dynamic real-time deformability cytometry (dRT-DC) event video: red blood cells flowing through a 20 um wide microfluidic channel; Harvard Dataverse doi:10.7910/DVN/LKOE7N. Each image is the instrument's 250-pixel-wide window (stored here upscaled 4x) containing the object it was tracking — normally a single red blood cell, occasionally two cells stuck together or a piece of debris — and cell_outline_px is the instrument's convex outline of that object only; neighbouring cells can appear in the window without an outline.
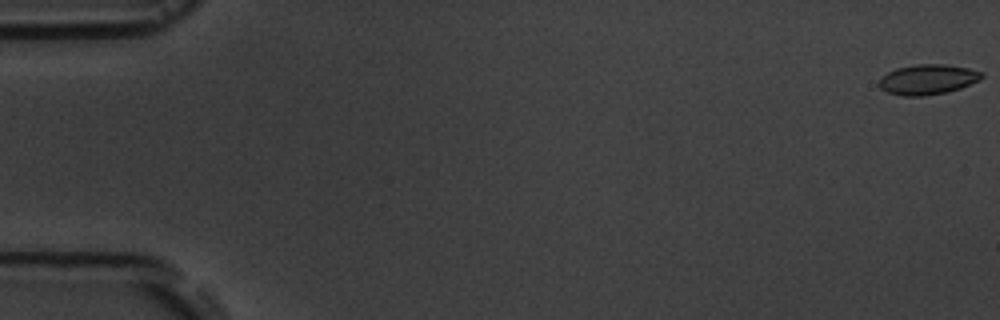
{"species": "common noctule bat (a hibernating species)", "species_latin": "Nyctalus noctula", "temperature_condition": "room temperature", "stored_images_in_passage": 6, "camera_frame_rate_fps": 3000, "um_per_image_px": 0.085, "animal": {"sex": "male", "body_mass_g": 19.5, "forearm_length_mm": 54.6}, "frame": {"image": 1, "passage_image": 1, "time_ms": 0.0, "image_size_px": [1000, 320], "cell_outline_px": [[984, 76], [980, 80], [960, 88], [944, 92], [924, 96], [900, 96], [888, 92], [880, 88], [880, 80], [888, 72], [896, 68], [916, 64], [944, 64], [968, 68], [984, 72]], "centroid_in_image_um": [78.88, 6.75], "position_along_channel_um": 6.1, "area_um2": 17.92}}
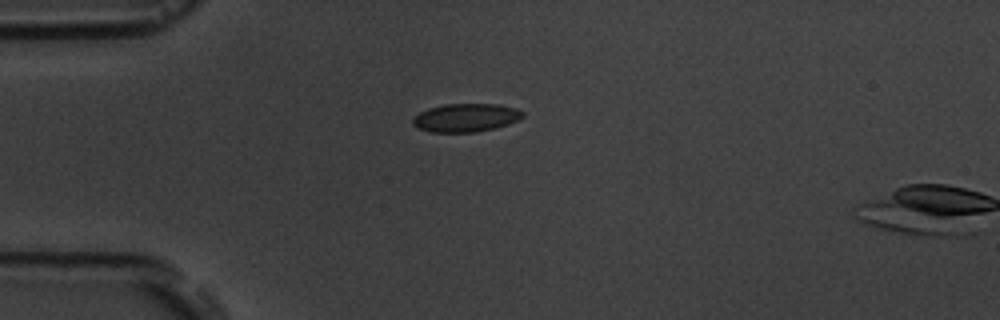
{"frame": {"image": 2, "passage_image": 5, "time_ms": 4.667, "image_size_px": [1000, 320], "cell_outline_px": [[524, 116], [508, 124], [476, 132], [432, 132], [416, 128], [412, 124], [412, 120], [420, 112], [428, 108], [444, 104], [496, 104], [516, 108], [524, 112]], "centroid_in_image_um": [39.57, 10.0], "position_along_channel_um": 45.4, "area_um2": 18.03}}